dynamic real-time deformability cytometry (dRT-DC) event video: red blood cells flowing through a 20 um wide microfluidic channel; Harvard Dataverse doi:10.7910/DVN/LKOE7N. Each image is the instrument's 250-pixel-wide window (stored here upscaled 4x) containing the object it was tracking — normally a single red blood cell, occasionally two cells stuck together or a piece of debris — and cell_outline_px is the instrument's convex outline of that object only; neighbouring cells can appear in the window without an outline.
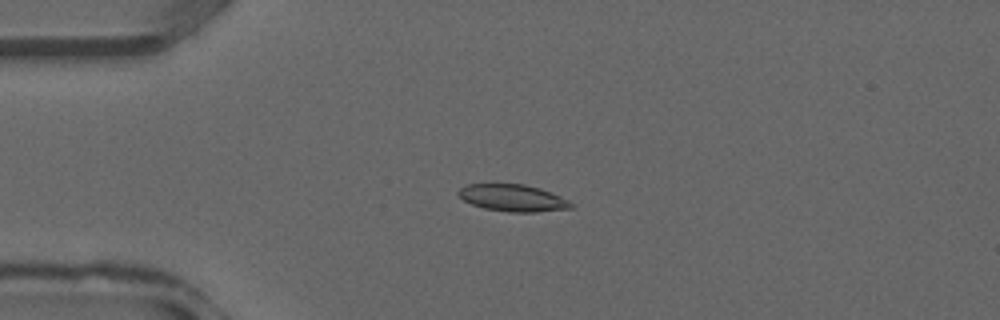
{"species": "common noctule bat (a hibernating species)", "species_latin": "Nyctalus noctula", "temperature_condition": "warm", "stored_images_in_passage": 34, "camera_frame_rate_fps": 3000, "um_per_image_px": 0.085, "animal": {"sex": "male", "forearm_length_mm": 52.5}, "frame": {"image": 1, "passage_image": 6, "time_ms": 1.667, "image_size_px": [1000, 320], "cell_outline_px": [[576, 204], [572, 208], [536, 212], [508, 212], [484, 208], [472, 204], [464, 200], [456, 192], [460, 188], [468, 184], [524, 184], [540, 188], [560, 196]], "centroid_in_image_um": [43.61, 16.83], "position_along_channel_um": 41.4, "area_um2": 17.69}}
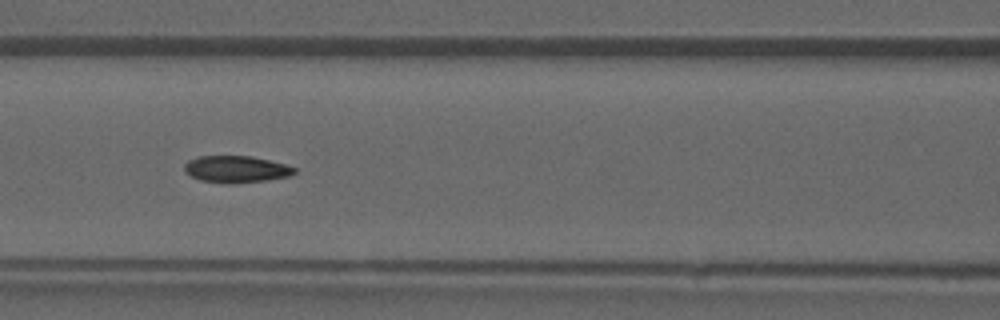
{"frame": {"image": 2, "passage_image": 13, "time_ms": 4.0, "image_size_px": [1000, 320], "cell_outline_px": [[296, 172], [288, 176], [264, 180], [200, 180], [184, 172], [184, 164], [188, 160], [196, 156], [252, 156], [284, 164], [296, 168]], "centroid_in_image_um": [20.04, 14.31], "position_along_channel_um": 146.6, "area_um2": 16.18}}
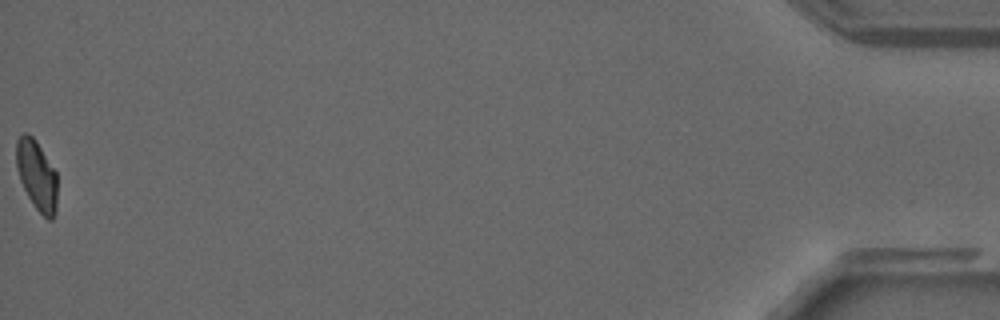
{"frame": {"image": 3, "passage_image": 34, "time_ms": 11.0, "image_size_px": [1000, 320], "cell_outline_px": [[56, 212], [52, 220], [48, 220], [36, 208], [28, 196], [20, 180], [16, 168], [16, 140], [24, 132], [28, 132], [36, 140], [56, 172]], "centroid_in_image_um": [3.11, 14.88], "position_along_channel_um": 432.1, "area_um2": 16.65}}